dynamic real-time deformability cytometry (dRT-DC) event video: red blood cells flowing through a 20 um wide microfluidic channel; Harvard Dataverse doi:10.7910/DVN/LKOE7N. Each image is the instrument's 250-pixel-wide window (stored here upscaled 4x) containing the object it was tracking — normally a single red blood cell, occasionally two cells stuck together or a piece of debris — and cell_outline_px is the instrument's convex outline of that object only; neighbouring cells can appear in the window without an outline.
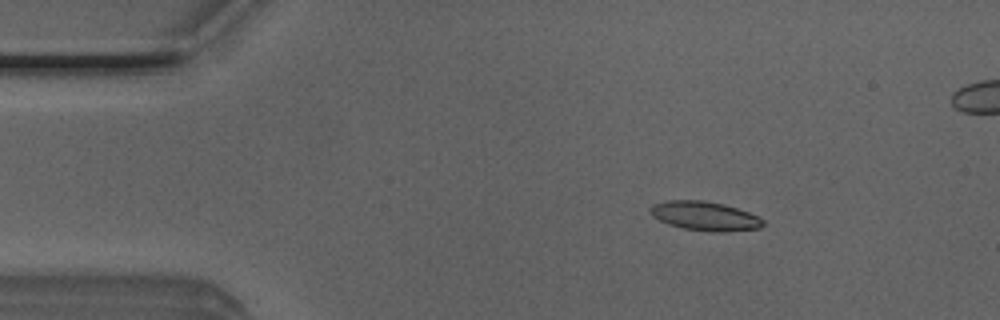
{"species": "Egyptian fruit bat (a non-hibernating species)", "species_latin": "Rousettus aegyptiacus", "temperature_condition": "room temperature", "stored_images_in_passage": 16, "camera_frame_rate_fps": 3000, "um_per_image_px": 0.085, "animal": {"sex": "male"}, "frame": {"image": 1, "passage_image": 7, "time_ms": 2.0, "image_size_px": [1000, 320], "cell_outline_px": [[764, 224], [760, 228], [728, 232], [708, 232], [684, 228], [668, 224], [652, 216], [648, 208], [652, 204], [664, 200], [704, 200], [724, 204], [760, 216], [764, 220]], "centroid_in_image_um": [59.91, 18.36], "position_along_channel_um": 25.1, "area_um2": 19.42}}